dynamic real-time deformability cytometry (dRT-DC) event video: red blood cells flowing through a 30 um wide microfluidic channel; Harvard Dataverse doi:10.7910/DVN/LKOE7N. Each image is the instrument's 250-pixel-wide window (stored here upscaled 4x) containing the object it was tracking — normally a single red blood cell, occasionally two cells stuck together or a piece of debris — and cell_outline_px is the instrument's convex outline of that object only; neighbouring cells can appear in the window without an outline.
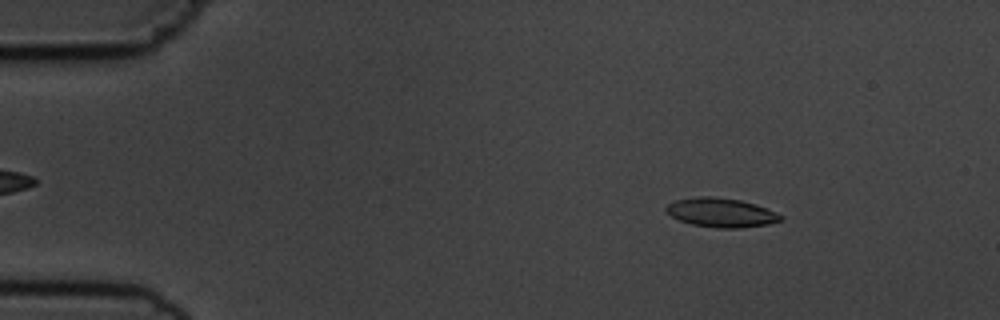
{"species": "common noctule bat (a hibernating species)", "species_latin": "Nyctalus noctula", "temperature_condition": "cold", "stored_images_in_passage": 8, "camera_frame_rate_fps": 3000, "um_per_image_px": 0.085, "animal": {"sex": "male", "body_mass_g": 19.5, "forearm_length_mm": 54.6}, "frame": {"image": 1, "passage_image": 2, "time_ms": 1.333, "image_size_px": [1000, 320], "cell_outline_px": [[784, 220], [768, 224], [740, 228], [720, 228], [692, 224], [680, 220], [672, 216], [664, 208], [668, 204], [676, 200], [700, 196], [716, 196], [740, 200], [756, 204], [784, 216]], "centroid_in_image_um": [61.33, 18.06], "position_along_channel_um": 23.7, "area_um2": 19.36}}
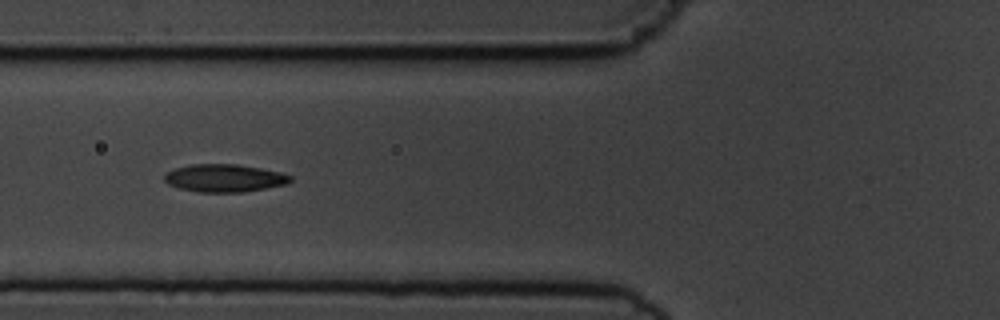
{"frame": {"image": 2, "passage_image": 6, "time_ms": 5.667, "image_size_px": [1000, 320], "cell_outline_px": [[292, 180], [288, 184], [244, 192], [200, 192], [180, 188], [168, 184], [164, 180], [164, 176], [168, 172], [176, 168], [188, 164], [236, 164], [260, 168], [280, 172], [292, 176]], "centroid_in_image_um": [19.1, 15.14], "position_along_channel_um": 106.7, "area_um2": 20.35}}
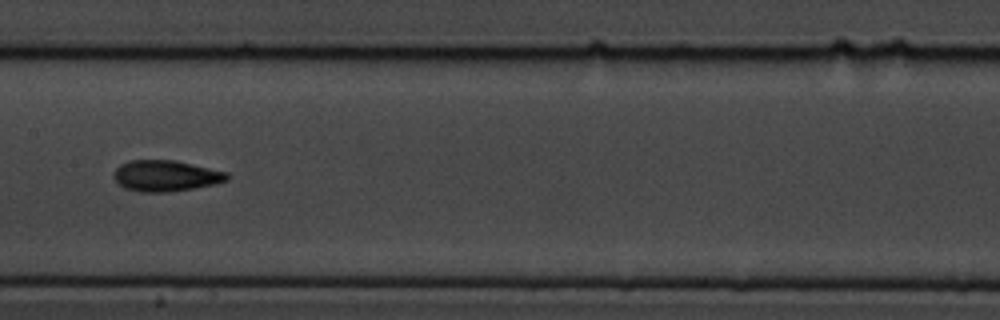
{"frame": {"image": 3, "passage_image": 8, "time_ms": 8.0, "image_size_px": [1000, 320], "cell_outline_px": [[228, 180], [216, 184], [196, 188], [168, 192], [140, 192], [124, 188], [112, 176], [112, 172], [120, 164], [132, 160], [176, 160], [228, 172]], "centroid_in_image_um": [14.09, 14.94], "position_along_channel_um": 193.3, "area_um2": 20.69}}